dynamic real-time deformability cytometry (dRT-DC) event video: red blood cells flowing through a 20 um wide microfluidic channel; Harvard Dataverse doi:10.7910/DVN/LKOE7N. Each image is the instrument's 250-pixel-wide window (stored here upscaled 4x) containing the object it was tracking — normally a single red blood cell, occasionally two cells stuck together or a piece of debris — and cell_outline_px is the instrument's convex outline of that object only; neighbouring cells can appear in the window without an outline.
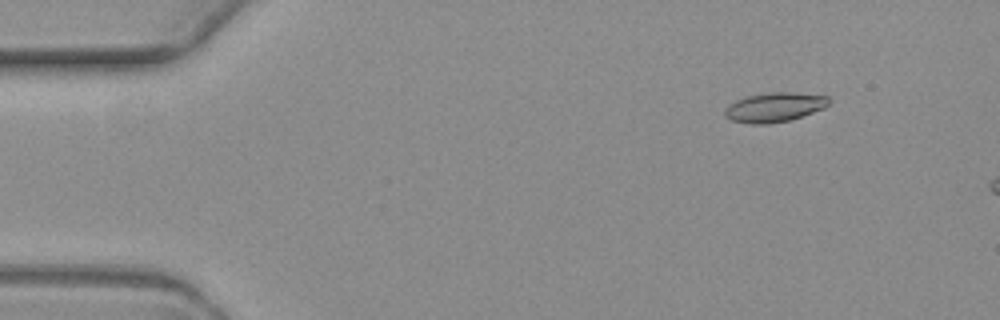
{"species": "common noctule bat (a hibernating species)", "species_latin": "Nyctalus noctula", "temperature_condition": "warm", "stored_images_in_passage": 5, "camera_frame_rate_fps": 3000, "um_per_image_px": 0.085, "animal": {"sex": "female", "body_mass_g": 19.3, "forearm_length_mm": 54.1}, "frame": {"image": 1, "passage_image": 2, "time_ms": 1.333, "image_size_px": [1000, 320], "cell_outline_px": [[832, 100], [824, 108], [788, 120], [768, 124], [752, 124], [732, 120], [724, 116], [724, 108], [728, 104], [736, 100], [748, 96], [768, 92], [792, 92], [828, 96]], "centroid_in_image_um": [65.81, 9.1], "position_along_channel_um": 19.2, "area_um2": 17.8}}